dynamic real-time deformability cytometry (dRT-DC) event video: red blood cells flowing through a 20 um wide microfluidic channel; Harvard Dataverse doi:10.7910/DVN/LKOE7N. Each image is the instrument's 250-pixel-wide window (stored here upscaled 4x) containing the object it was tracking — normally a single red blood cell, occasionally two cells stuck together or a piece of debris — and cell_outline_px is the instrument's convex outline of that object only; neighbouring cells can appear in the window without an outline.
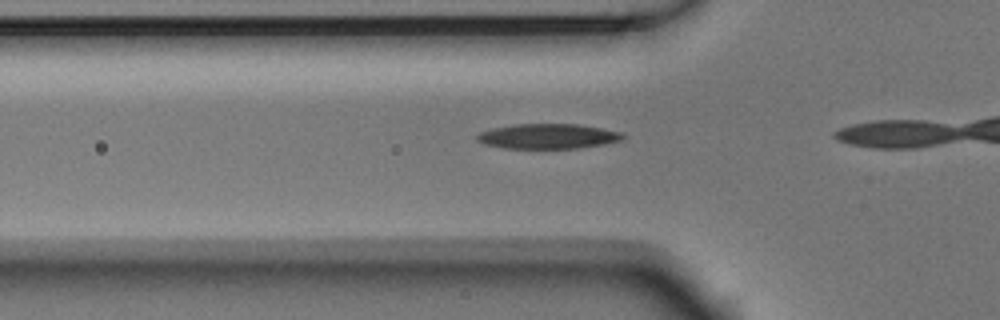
{"species": "Egyptian fruit bat (a non-hibernating species)", "species_latin": "Rousettus aegyptiacus", "temperature_condition": "room temperature", "stored_images_in_passage": 5, "camera_frame_rate_fps": 3000, "um_per_image_px": 0.085, "animal": {"sex": "male"}, "frame": {"image": 1, "passage_image": 3, "time_ms": 0.667, "image_size_px": [1000, 320], "cell_outline_px": [[624, 140], [604, 144], [576, 148], [504, 148], [484, 144], [476, 140], [476, 136], [480, 132], [492, 128], [516, 124], [576, 124], [600, 128], [620, 132], [624, 136]], "centroid_in_image_um": [46.55, 11.58], "position_along_channel_um": 79.2, "area_um2": 21.1}}